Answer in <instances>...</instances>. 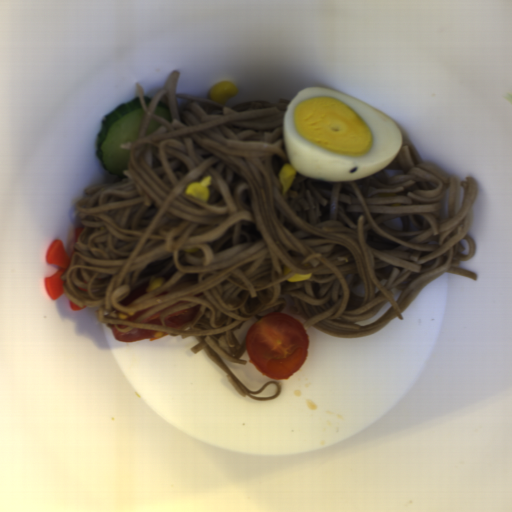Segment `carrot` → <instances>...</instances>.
Segmentation results:
<instances>
[{
    "mask_svg": "<svg viewBox=\"0 0 512 512\" xmlns=\"http://www.w3.org/2000/svg\"><path fill=\"white\" fill-rule=\"evenodd\" d=\"M76 252L73 250L70 256L67 254L64 243L61 238H56L46 249V263L59 266L57 271L51 276H45V288L48 296L54 301L64 295V285L67 281L63 276L67 271Z\"/></svg>",
    "mask_w": 512,
    "mask_h": 512,
    "instance_id": "1",
    "label": "carrot"
},
{
    "mask_svg": "<svg viewBox=\"0 0 512 512\" xmlns=\"http://www.w3.org/2000/svg\"><path fill=\"white\" fill-rule=\"evenodd\" d=\"M83 232H84V227L76 228V232H75V243H76L77 241H79V240H80V238H81V236H82Z\"/></svg>",
    "mask_w": 512,
    "mask_h": 512,
    "instance_id": "2",
    "label": "carrot"
},
{
    "mask_svg": "<svg viewBox=\"0 0 512 512\" xmlns=\"http://www.w3.org/2000/svg\"><path fill=\"white\" fill-rule=\"evenodd\" d=\"M69 304H70V307H71V309H72V311H73V312H74V311H76V310H82V309L86 308V307H80V306H78L77 304H75V303H74V302H72L71 300H70Z\"/></svg>",
    "mask_w": 512,
    "mask_h": 512,
    "instance_id": "3",
    "label": "carrot"
}]
</instances>
